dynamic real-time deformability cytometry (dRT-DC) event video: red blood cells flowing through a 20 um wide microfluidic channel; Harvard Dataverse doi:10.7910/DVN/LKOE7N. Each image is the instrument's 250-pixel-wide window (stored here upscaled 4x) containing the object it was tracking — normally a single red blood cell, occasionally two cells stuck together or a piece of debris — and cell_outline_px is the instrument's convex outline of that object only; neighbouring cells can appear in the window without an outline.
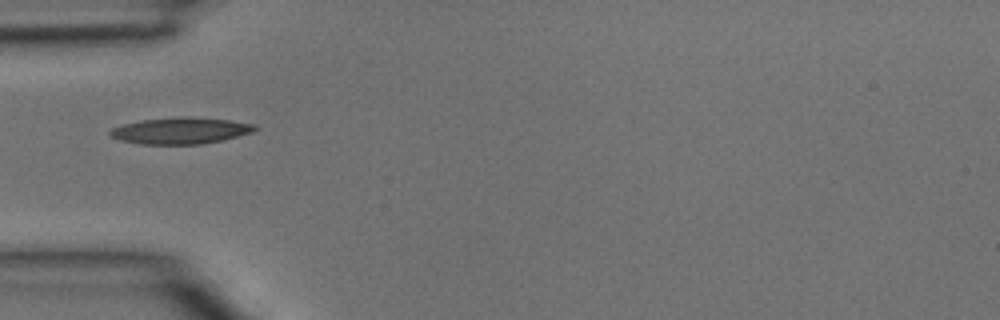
{"species": "common noctule bat (a hibernating species)", "species_latin": "Nyctalus noctula", "temperature_condition": "room temperature", "stored_images_in_passage": 3, "camera_frame_rate_fps": 3000, "um_per_image_px": 0.085, "animal": {"sex": "male", "body_mass_g": 15.6}, "frame": {"image": 1, "passage_image": 1, "time_ms": 0.0, "image_size_px": [1000, 320], "cell_outline_px": [[260, 128], [252, 132], [224, 140], [200, 144], [140, 144], [120, 140], [112, 136], [108, 132], [112, 128], [124, 124], [144, 120], [180, 116], [188, 116], [228, 120], [256, 124]], "centroid_in_image_um": [15.4, 11.1], "position_along_channel_um": 69.6, "area_um2": 22.31}}